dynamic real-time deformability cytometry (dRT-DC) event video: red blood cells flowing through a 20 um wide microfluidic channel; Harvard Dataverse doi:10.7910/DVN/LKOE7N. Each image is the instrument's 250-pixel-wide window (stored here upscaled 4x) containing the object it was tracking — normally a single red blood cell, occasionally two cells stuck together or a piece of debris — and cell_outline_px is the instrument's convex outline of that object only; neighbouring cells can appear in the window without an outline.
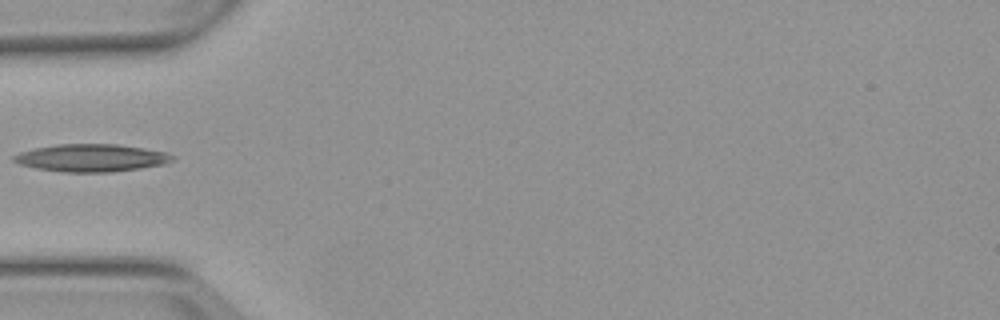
{"species": "Egyptian fruit bat (a non-hibernating species)", "species_latin": "Rousettus aegyptiacus", "temperature_condition": "warm", "stored_images_in_passage": 1, "camera_frame_rate_fps": 3000, "um_per_image_px": 0.085, "animal": {"sex": "female"}, "frame": {"image": 1, "passage_image": 1, "time_ms": 0.0, "image_size_px": [1000, 320], "cell_outline_px": [[176, 160], [164, 164], [140, 168], [112, 172], [64, 172], [36, 168], [20, 164], [12, 160], [12, 156], [20, 152], [36, 148], [56, 144], [116, 144], [164, 152], [176, 156]], "centroid_in_image_um": [7.77, 13.42], "position_along_channel_um": 77.2, "area_um2": 25.37}}